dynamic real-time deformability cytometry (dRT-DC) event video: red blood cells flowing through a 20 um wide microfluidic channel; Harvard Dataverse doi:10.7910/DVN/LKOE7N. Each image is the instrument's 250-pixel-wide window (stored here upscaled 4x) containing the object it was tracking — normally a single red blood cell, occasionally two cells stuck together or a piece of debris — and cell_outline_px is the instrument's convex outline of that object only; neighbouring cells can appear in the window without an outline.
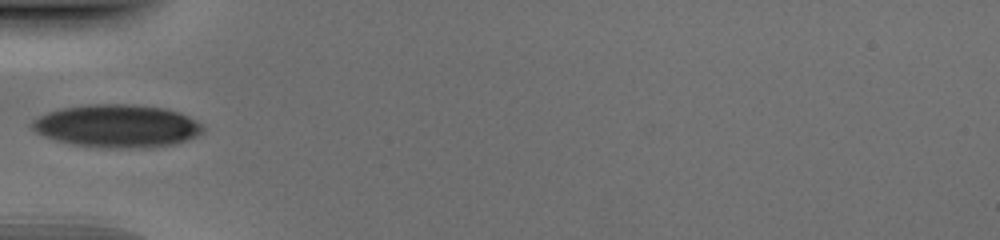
{"species": "human", "species_latin": "Homo sapiens", "temperature_condition": "cold", "stored_images_in_passage": 21, "camera_frame_rate_fps": 3000, "um_per_image_px": 0.085, "donor": {"sex": "male"}, "frame": {"image": 1, "passage_image": 1, "time_ms": 0.0, "image_size_px": [1000, 240], "cell_outline_px": [[204, 128], [196, 136], [176, 144], [152, 148], [120, 148], [72, 144], [56, 140], [44, 136], [36, 132], [28, 124], [32, 120], [48, 112], [60, 108], [88, 104], [136, 104], [164, 108], [180, 112], [188, 116], [200, 124]], "centroid_in_image_um": [9.94, 10.7], "position_along_channel_um": 75.1, "area_um2": 42.77}}